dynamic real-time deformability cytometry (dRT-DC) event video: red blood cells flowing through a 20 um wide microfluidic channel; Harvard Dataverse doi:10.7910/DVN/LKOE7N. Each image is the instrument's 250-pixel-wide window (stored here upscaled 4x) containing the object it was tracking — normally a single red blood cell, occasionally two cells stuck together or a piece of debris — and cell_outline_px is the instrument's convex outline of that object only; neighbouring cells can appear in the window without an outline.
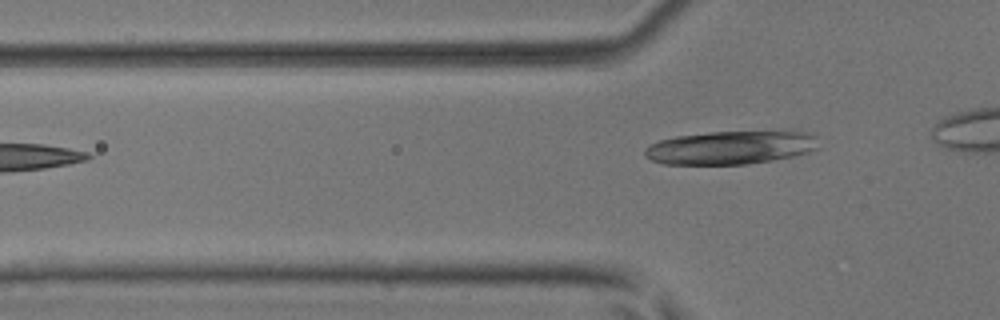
{"species": "common noctule bat (a hibernating species)", "species_latin": "Nyctalus noctula", "temperature_condition": "room temperature", "stored_images_in_passage": 2, "camera_frame_rate_fps": 3000, "um_per_image_px": 0.085, "animal": {"sex": "male", "body_mass_g": 17.9, "forearm_length_mm": 54.2}, "frame": {"image": 1, "passage_image": 2, "time_ms": 0.333, "image_size_px": [1000, 320], "cell_outline_px": [[816, 148], [808, 152], [792, 156], [772, 160], [748, 164], [664, 164], [652, 160], [644, 156], [644, 148], [648, 144], [660, 140], [676, 136], [712, 132], [780, 128], [796, 128], [808, 132], [816, 136]], "centroid_in_image_um": [62.19, 12.48], "position_along_channel_um": 63.6, "area_um2": 35.08}}